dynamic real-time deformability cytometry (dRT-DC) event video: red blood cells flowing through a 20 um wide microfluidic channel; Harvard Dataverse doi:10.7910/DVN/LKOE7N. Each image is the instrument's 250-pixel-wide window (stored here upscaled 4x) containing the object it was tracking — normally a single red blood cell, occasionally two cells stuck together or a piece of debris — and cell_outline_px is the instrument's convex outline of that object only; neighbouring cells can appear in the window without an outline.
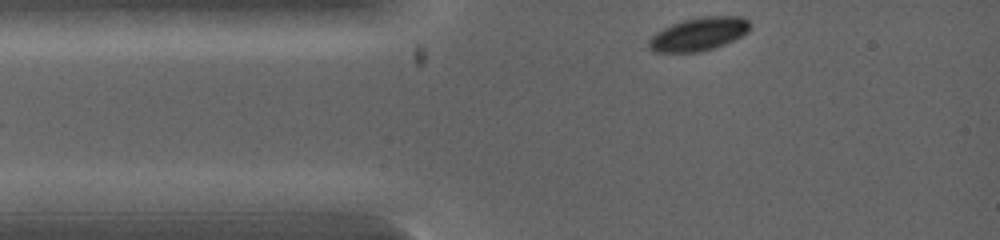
{"species": "common noctule bat (a hibernating species)", "species_latin": "Nyctalus noctula", "temperature_condition": "warm", "stored_images_in_passage": 26, "camera_frame_rate_fps": 5000, "um_per_image_px": 0.085, "animal": {"sex": "female", "body_mass_g": 19.0, "forearm_length_mm": 53.3}, "frame": {"image": 1, "passage_image": 1, "time_ms": 0.0, "image_size_px": [1000, 240], "cell_outline_px": [[748, 32], [724, 44], [700, 52], [652, 52], [648, 48], [648, 40], [656, 32], [672, 24], [684, 20], [704, 16], [744, 16], [748, 20]], "centroid_in_image_um": [59.36, 2.9], "position_along_channel_um": 25.6, "area_um2": 19.42}}
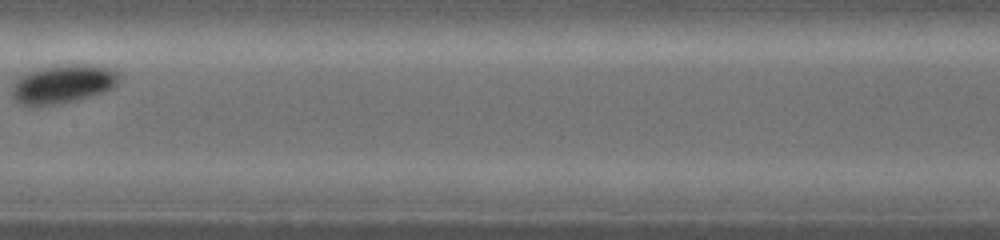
{"frame": {"image": 2, "passage_image": 16, "time_ms": 3.4, "image_size_px": [1000, 240], "cell_outline_px": [[124, 76], [120, 84], [104, 92], [56, 104], [20, 104], [12, 96], [12, 88], [16, 80], [32, 72], [48, 68], [76, 64], [108, 68]], "centroid_in_image_um": [5.45, 7.15], "position_along_channel_um": 202.0, "area_um2": 23.06}}
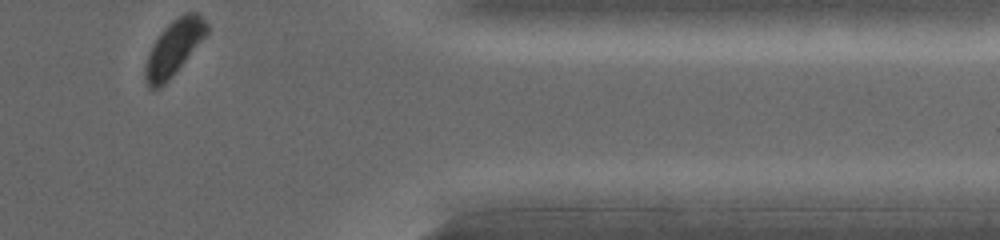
{"frame": {"image": 3, "passage_image": 26, "time_ms": 7.0, "image_size_px": [1000, 240], "cell_outline_px": [[208, 32], [168, 80], [160, 88], [148, 88], [144, 80], [144, 72], [148, 56], [160, 32], [172, 20], [184, 12], [196, 12], [208, 24]], "centroid_in_image_um": [14.76, 4.05], "position_along_channel_um": 396.6, "area_um2": 19.19}}